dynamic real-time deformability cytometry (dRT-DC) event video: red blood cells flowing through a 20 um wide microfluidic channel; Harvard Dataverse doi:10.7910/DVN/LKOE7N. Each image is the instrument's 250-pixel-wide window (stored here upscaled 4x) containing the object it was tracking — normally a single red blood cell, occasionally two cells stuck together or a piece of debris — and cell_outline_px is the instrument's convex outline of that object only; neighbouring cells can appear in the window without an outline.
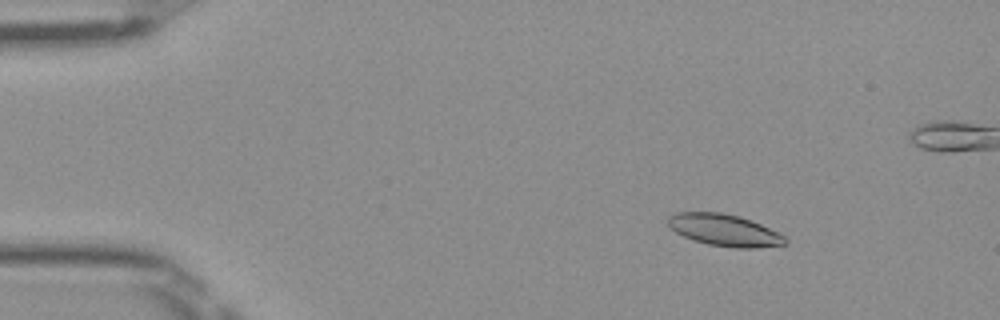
{"species": "Egyptian fruit bat (a non-hibernating species)", "species_latin": "Rousettus aegyptiacus", "temperature_condition": "room temperature", "stored_images_in_passage": 49, "camera_frame_rate_fps": 3000, "um_per_image_px": 0.085, "frame": {"image": 1, "passage_image": 5, "time_ms": 1.333, "image_size_px": [1000, 320], "cell_outline_px": [[788, 244], [756, 248], [732, 248], [708, 244], [684, 236], [676, 232], [668, 224], [668, 216], [672, 212], [720, 212], [736, 216], [760, 224], [784, 236], [788, 240]], "centroid_in_image_um": [61.56, 19.57], "position_along_channel_um": 23.4, "area_um2": 21.5}}
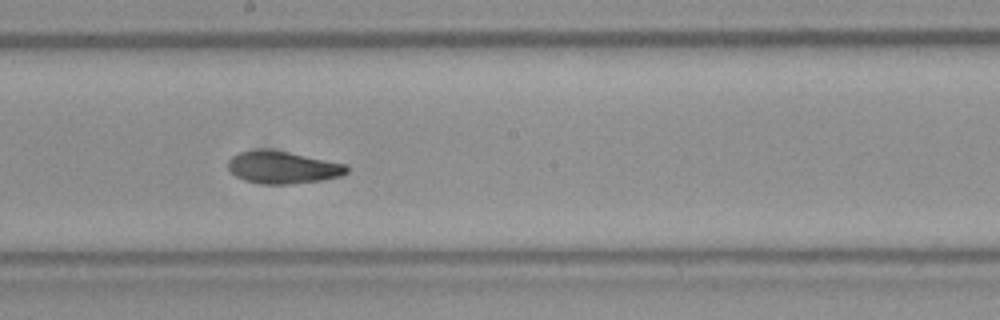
{"frame": {"image": 2, "passage_image": 26, "time_ms": 8.333, "image_size_px": [1000, 320], "cell_outline_px": [[348, 172], [340, 176], [320, 180], [292, 184], [264, 184], [244, 180], [236, 176], [228, 168], [228, 160], [232, 156], [240, 152], [256, 148], [264, 148], [288, 152], [348, 164]], "centroid_in_image_um": [24.02, 14.21], "position_along_channel_um": 224.2, "area_um2": 22.48}}
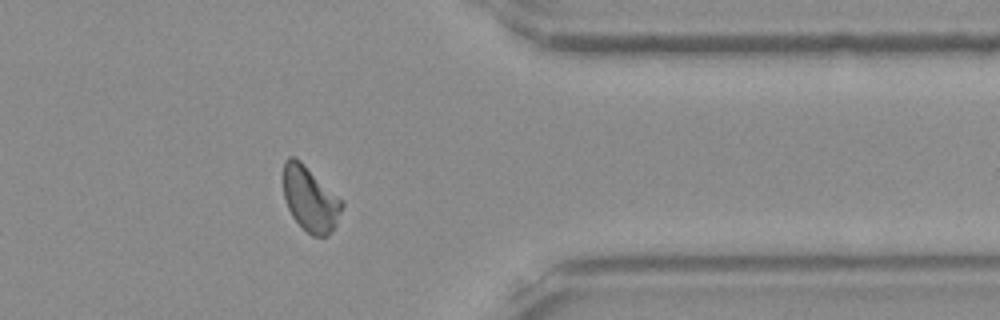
{"frame": {"image": 3, "passage_image": 39, "time_ms": 12.667, "image_size_px": [1000, 320], "cell_outline_px": [[344, 204], [336, 224], [332, 232], [328, 236], [312, 236], [292, 216], [288, 208], [284, 196], [284, 160], [288, 156], [296, 156], [344, 200]], "centroid_in_image_um": [26.39, 16.89], "position_along_channel_um": 385.0, "area_um2": 22.31}, "authors_computed_cell_mechanics": {"area_um2": 21.964, "velocity_mm_per_s": 4.0085, "shape_relaxation_time_tau1_ms": 4.0242, "shape_relaxation_time_tau2_ms": null, "deformation_change_tau1": 0.1304, "deformation_change_tau2": null}}